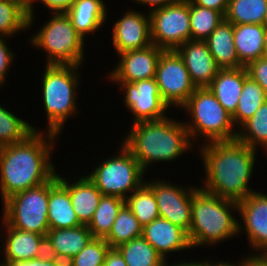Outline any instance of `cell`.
Segmentation results:
<instances>
[{
	"label": "cell",
	"instance_id": "6da1fadb",
	"mask_svg": "<svg viewBox=\"0 0 267 266\" xmlns=\"http://www.w3.org/2000/svg\"><path fill=\"white\" fill-rule=\"evenodd\" d=\"M201 150L207 172L205 186L201 189L235 202L253 192L248 182L254 168L255 149L235 139L212 141Z\"/></svg>",
	"mask_w": 267,
	"mask_h": 266
},
{
	"label": "cell",
	"instance_id": "7a4b0ae2",
	"mask_svg": "<svg viewBox=\"0 0 267 266\" xmlns=\"http://www.w3.org/2000/svg\"><path fill=\"white\" fill-rule=\"evenodd\" d=\"M43 133L30 134L15 144L0 147V190L3 201L15 193L48 182L56 173L48 162L51 142ZM50 154V155H49Z\"/></svg>",
	"mask_w": 267,
	"mask_h": 266
},
{
	"label": "cell",
	"instance_id": "3957f363",
	"mask_svg": "<svg viewBox=\"0 0 267 266\" xmlns=\"http://www.w3.org/2000/svg\"><path fill=\"white\" fill-rule=\"evenodd\" d=\"M185 124L167 117L134 123L122 143L138 160L140 166L154 161H170L192 145Z\"/></svg>",
	"mask_w": 267,
	"mask_h": 266
},
{
	"label": "cell",
	"instance_id": "277c9868",
	"mask_svg": "<svg viewBox=\"0 0 267 266\" xmlns=\"http://www.w3.org/2000/svg\"><path fill=\"white\" fill-rule=\"evenodd\" d=\"M229 208H238V202L196 188L191 202V228L187 233L191 247L222 242L241 231Z\"/></svg>",
	"mask_w": 267,
	"mask_h": 266
},
{
	"label": "cell",
	"instance_id": "5b68a950",
	"mask_svg": "<svg viewBox=\"0 0 267 266\" xmlns=\"http://www.w3.org/2000/svg\"><path fill=\"white\" fill-rule=\"evenodd\" d=\"M78 66L47 64L43 76V102L49 123L48 139L53 142L69 115L76 111L75 91Z\"/></svg>",
	"mask_w": 267,
	"mask_h": 266
},
{
	"label": "cell",
	"instance_id": "8992f818",
	"mask_svg": "<svg viewBox=\"0 0 267 266\" xmlns=\"http://www.w3.org/2000/svg\"><path fill=\"white\" fill-rule=\"evenodd\" d=\"M188 110L192 116V124H185L189 137L200 132L202 136L212 141H231L237 138L233 131V119L208 87L196 88L187 102L181 107Z\"/></svg>",
	"mask_w": 267,
	"mask_h": 266
},
{
	"label": "cell",
	"instance_id": "52a82bcc",
	"mask_svg": "<svg viewBox=\"0 0 267 266\" xmlns=\"http://www.w3.org/2000/svg\"><path fill=\"white\" fill-rule=\"evenodd\" d=\"M54 13V18L31 40L34 45L48 52L47 64L80 66L84 57V38L77 33L65 12Z\"/></svg>",
	"mask_w": 267,
	"mask_h": 266
},
{
	"label": "cell",
	"instance_id": "ba28073f",
	"mask_svg": "<svg viewBox=\"0 0 267 266\" xmlns=\"http://www.w3.org/2000/svg\"><path fill=\"white\" fill-rule=\"evenodd\" d=\"M49 181L15 193L3 201L4 223L15 229L47 234Z\"/></svg>",
	"mask_w": 267,
	"mask_h": 266
},
{
	"label": "cell",
	"instance_id": "9c48e42d",
	"mask_svg": "<svg viewBox=\"0 0 267 266\" xmlns=\"http://www.w3.org/2000/svg\"><path fill=\"white\" fill-rule=\"evenodd\" d=\"M117 157L109 158L97 167L88 178L103 195L127 198V191L141 187L144 170L132 153L122 145Z\"/></svg>",
	"mask_w": 267,
	"mask_h": 266
},
{
	"label": "cell",
	"instance_id": "30bf717a",
	"mask_svg": "<svg viewBox=\"0 0 267 266\" xmlns=\"http://www.w3.org/2000/svg\"><path fill=\"white\" fill-rule=\"evenodd\" d=\"M151 41L164 51L176 50L191 40L190 2L177 0L163 8L151 10Z\"/></svg>",
	"mask_w": 267,
	"mask_h": 266
},
{
	"label": "cell",
	"instance_id": "8fae6325",
	"mask_svg": "<svg viewBox=\"0 0 267 266\" xmlns=\"http://www.w3.org/2000/svg\"><path fill=\"white\" fill-rule=\"evenodd\" d=\"M155 78L162 100L168 106H183L196 89L183 59L175 50L162 52Z\"/></svg>",
	"mask_w": 267,
	"mask_h": 266
},
{
	"label": "cell",
	"instance_id": "7c38bea8",
	"mask_svg": "<svg viewBox=\"0 0 267 266\" xmlns=\"http://www.w3.org/2000/svg\"><path fill=\"white\" fill-rule=\"evenodd\" d=\"M125 88V104L135 115L134 123L164 118L169 107L163 100L156 78L134 83L117 81Z\"/></svg>",
	"mask_w": 267,
	"mask_h": 266
},
{
	"label": "cell",
	"instance_id": "4fadbf2b",
	"mask_svg": "<svg viewBox=\"0 0 267 266\" xmlns=\"http://www.w3.org/2000/svg\"><path fill=\"white\" fill-rule=\"evenodd\" d=\"M154 192L159 217L180 226L187 233L191 228V202L196 187L190 190L173 186L171 183L157 181L146 183Z\"/></svg>",
	"mask_w": 267,
	"mask_h": 266
},
{
	"label": "cell",
	"instance_id": "5bb4252c",
	"mask_svg": "<svg viewBox=\"0 0 267 266\" xmlns=\"http://www.w3.org/2000/svg\"><path fill=\"white\" fill-rule=\"evenodd\" d=\"M164 50L153 43L145 48L123 52L110 78L114 81L137 82L156 77L159 58Z\"/></svg>",
	"mask_w": 267,
	"mask_h": 266
},
{
	"label": "cell",
	"instance_id": "9a60e30c",
	"mask_svg": "<svg viewBox=\"0 0 267 266\" xmlns=\"http://www.w3.org/2000/svg\"><path fill=\"white\" fill-rule=\"evenodd\" d=\"M183 59L196 88L208 87L217 76L219 67L205 40H189L175 50Z\"/></svg>",
	"mask_w": 267,
	"mask_h": 266
},
{
	"label": "cell",
	"instance_id": "2e32d148",
	"mask_svg": "<svg viewBox=\"0 0 267 266\" xmlns=\"http://www.w3.org/2000/svg\"><path fill=\"white\" fill-rule=\"evenodd\" d=\"M114 23L113 44L118 54L152 44L150 16L129 11Z\"/></svg>",
	"mask_w": 267,
	"mask_h": 266
},
{
	"label": "cell",
	"instance_id": "e0dca14e",
	"mask_svg": "<svg viewBox=\"0 0 267 266\" xmlns=\"http://www.w3.org/2000/svg\"><path fill=\"white\" fill-rule=\"evenodd\" d=\"M237 211L244 220L250 244L261 255H267V195L252 192L246 199L238 202Z\"/></svg>",
	"mask_w": 267,
	"mask_h": 266
},
{
	"label": "cell",
	"instance_id": "ac0fdd59",
	"mask_svg": "<svg viewBox=\"0 0 267 266\" xmlns=\"http://www.w3.org/2000/svg\"><path fill=\"white\" fill-rule=\"evenodd\" d=\"M142 237L166 260V254L191 248L187 232L169 220L158 217L143 226Z\"/></svg>",
	"mask_w": 267,
	"mask_h": 266
},
{
	"label": "cell",
	"instance_id": "d6986e66",
	"mask_svg": "<svg viewBox=\"0 0 267 266\" xmlns=\"http://www.w3.org/2000/svg\"><path fill=\"white\" fill-rule=\"evenodd\" d=\"M5 225L8 234L4 248L5 261L2 264L21 266L27 260L40 257L46 253L45 235Z\"/></svg>",
	"mask_w": 267,
	"mask_h": 266
},
{
	"label": "cell",
	"instance_id": "ffe728a7",
	"mask_svg": "<svg viewBox=\"0 0 267 266\" xmlns=\"http://www.w3.org/2000/svg\"><path fill=\"white\" fill-rule=\"evenodd\" d=\"M93 239L87 225L75 228L49 229L45 236L46 253L68 262Z\"/></svg>",
	"mask_w": 267,
	"mask_h": 266
},
{
	"label": "cell",
	"instance_id": "44dd1931",
	"mask_svg": "<svg viewBox=\"0 0 267 266\" xmlns=\"http://www.w3.org/2000/svg\"><path fill=\"white\" fill-rule=\"evenodd\" d=\"M248 77L245 67L219 69L217 76L208 86L218 102L230 114L237 110L244 80Z\"/></svg>",
	"mask_w": 267,
	"mask_h": 266
},
{
	"label": "cell",
	"instance_id": "7402d4cb",
	"mask_svg": "<svg viewBox=\"0 0 267 266\" xmlns=\"http://www.w3.org/2000/svg\"><path fill=\"white\" fill-rule=\"evenodd\" d=\"M48 223L49 229L75 228L82 225L72 208L70 194L58 181L57 174L49 180Z\"/></svg>",
	"mask_w": 267,
	"mask_h": 266
},
{
	"label": "cell",
	"instance_id": "603a6c76",
	"mask_svg": "<svg viewBox=\"0 0 267 266\" xmlns=\"http://www.w3.org/2000/svg\"><path fill=\"white\" fill-rule=\"evenodd\" d=\"M58 181L68 190L72 208L82 225H88L96 211L102 193L87 177L80 178L73 184L58 175Z\"/></svg>",
	"mask_w": 267,
	"mask_h": 266
},
{
	"label": "cell",
	"instance_id": "cb8c5ba5",
	"mask_svg": "<svg viewBox=\"0 0 267 266\" xmlns=\"http://www.w3.org/2000/svg\"><path fill=\"white\" fill-rule=\"evenodd\" d=\"M220 69L241 68L234 44V25L223 19L205 40Z\"/></svg>",
	"mask_w": 267,
	"mask_h": 266
},
{
	"label": "cell",
	"instance_id": "d4e9b609",
	"mask_svg": "<svg viewBox=\"0 0 267 266\" xmlns=\"http://www.w3.org/2000/svg\"><path fill=\"white\" fill-rule=\"evenodd\" d=\"M264 25L238 24L234 25V44L238 60L243 67L252 61L264 57Z\"/></svg>",
	"mask_w": 267,
	"mask_h": 266
},
{
	"label": "cell",
	"instance_id": "484cf974",
	"mask_svg": "<svg viewBox=\"0 0 267 266\" xmlns=\"http://www.w3.org/2000/svg\"><path fill=\"white\" fill-rule=\"evenodd\" d=\"M106 6L102 0H75L65 12L77 33L84 38L86 33L97 30L106 17Z\"/></svg>",
	"mask_w": 267,
	"mask_h": 266
},
{
	"label": "cell",
	"instance_id": "4316f807",
	"mask_svg": "<svg viewBox=\"0 0 267 266\" xmlns=\"http://www.w3.org/2000/svg\"><path fill=\"white\" fill-rule=\"evenodd\" d=\"M125 200L117 196L102 195L98 207L87 225L93 238L105 239L113 226Z\"/></svg>",
	"mask_w": 267,
	"mask_h": 266
},
{
	"label": "cell",
	"instance_id": "83f0119b",
	"mask_svg": "<svg viewBox=\"0 0 267 266\" xmlns=\"http://www.w3.org/2000/svg\"><path fill=\"white\" fill-rule=\"evenodd\" d=\"M267 0H228L224 19L233 25L264 24Z\"/></svg>",
	"mask_w": 267,
	"mask_h": 266
},
{
	"label": "cell",
	"instance_id": "f1b7e54d",
	"mask_svg": "<svg viewBox=\"0 0 267 266\" xmlns=\"http://www.w3.org/2000/svg\"><path fill=\"white\" fill-rule=\"evenodd\" d=\"M143 226L125 204L119 211L109 235L105 241L111 248L129 242L132 239L142 237Z\"/></svg>",
	"mask_w": 267,
	"mask_h": 266
},
{
	"label": "cell",
	"instance_id": "f546056e",
	"mask_svg": "<svg viewBox=\"0 0 267 266\" xmlns=\"http://www.w3.org/2000/svg\"><path fill=\"white\" fill-rule=\"evenodd\" d=\"M117 249L127 266H161L165 261L143 237L123 243Z\"/></svg>",
	"mask_w": 267,
	"mask_h": 266
},
{
	"label": "cell",
	"instance_id": "4dcf8cb0",
	"mask_svg": "<svg viewBox=\"0 0 267 266\" xmlns=\"http://www.w3.org/2000/svg\"><path fill=\"white\" fill-rule=\"evenodd\" d=\"M266 100L264 89L248 76L244 80L237 110L232 116L233 122L240 123L242 126Z\"/></svg>",
	"mask_w": 267,
	"mask_h": 266
},
{
	"label": "cell",
	"instance_id": "1f68e13d",
	"mask_svg": "<svg viewBox=\"0 0 267 266\" xmlns=\"http://www.w3.org/2000/svg\"><path fill=\"white\" fill-rule=\"evenodd\" d=\"M125 204L142 226L149 224L159 217L155 194L146 182L133 191L130 196H127Z\"/></svg>",
	"mask_w": 267,
	"mask_h": 266
},
{
	"label": "cell",
	"instance_id": "d6a6232c",
	"mask_svg": "<svg viewBox=\"0 0 267 266\" xmlns=\"http://www.w3.org/2000/svg\"><path fill=\"white\" fill-rule=\"evenodd\" d=\"M27 27L29 11L19 1L0 0V36L14 35Z\"/></svg>",
	"mask_w": 267,
	"mask_h": 266
},
{
	"label": "cell",
	"instance_id": "836d02e7",
	"mask_svg": "<svg viewBox=\"0 0 267 266\" xmlns=\"http://www.w3.org/2000/svg\"><path fill=\"white\" fill-rule=\"evenodd\" d=\"M223 19L219 11L190 3L191 40H206Z\"/></svg>",
	"mask_w": 267,
	"mask_h": 266
},
{
	"label": "cell",
	"instance_id": "e575fe53",
	"mask_svg": "<svg viewBox=\"0 0 267 266\" xmlns=\"http://www.w3.org/2000/svg\"><path fill=\"white\" fill-rule=\"evenodd\" d=\"M241 127L242 133H237V140L255 149L257 144L267 148V100L258 108L254 115ZM244 132V133H243Z\"/></svg>",
	"mask_w": 267,
	"mask_h": 266
},
{
	"label": "cell",
	"instance_id": "d590c367",
	"mask_svg": "<svg viewBox=\"0 0 267 266\" xmlns=\"http://www.w3.org/2000/svg\"><path fill=\"white\" fill-rule=\"evenodd\" d=\"M35 129L0 106V147L26 139Z\"/></svg>",
	"mask_w": 267,
	"mask_h": 266
},
{
	"label": "cell",
	"instance_id": "8d00e7d4",
	"mask_svg": "<svg viewBox=\"0 0 267 266\" xmlns=\"http://www.w3.org/2000/svg\"><path fill=\"white\" fill-rule=\"evenodd\" d=\"M110 248L105 239L93 238L68 261V266H103Z\"/></svg>",
	"mask_w": 267,
	"mask_h": 266
},
{
	"label": "cell",
	"instance_id": "74e56055",
	"mask_svg": "<svg viewBox=\"0 0 267 266\" xmlns=\"http://www.w3.org/2000/svg\"><path fill=\"white\" fill-rule=\"evenodd\" d=\"M245 68L248 76L264 89L267 96V57L264 56L254 60Z\"/></svg>",
	"mask_w": 267,
	"mask_h": 266
},
{
	"label": "cell",
	"instance_id": "f35d334b",
	"mask_svg": "<svg viewBox=\"0 0 267 266\" xmlns=\"http://www.w3.org/2000/svg\"><path fill=\"white\" fill-rule=\"evenodd\" d=\"M8 48V46L3 41L2 36H0V84H3L5 78V74L7 73V70L9 69L8 65H10V62L13 59V54L11 50Z\"/></svg>",
	"mask_w": 267,
	"mask_h": 266
},
{
	"label": "cell",
	"instance_id": "ab89813d",
	"mask_svg": "<svg viewBox=\"0 0 267 266\" xmlns=\"http://www.w3.org/2000/svg\"><path fill=\"white\" fill-rule=\"evenodd\" d=\"M21 266H68V262L62 261L45 253L40 257L27 260Z\"/></svg>",
	"mask_w": 267,
	"mask_h": 266
},
{
	"label": "cell",
	"instance_id": "60d3db41",
	"mask_svg": "<svg viewBox=\"0 0 267 266\" xmlns=\"http://www.w3.org/2000/svg\"><path fill=\"white\" fill-rule=\"evenodd\" d=\"M188 1L198 6L219 11L223 15H225L228 7V0H188Z\"/></svg>",
	"mask_w": 267,
	"mask_h": 266
},
{
	"label": "cell",
	"instance_id": "b9f144b4",
	"mask_svg": "<svg viewBox=\"0 0 267 266\" xmlns=\"http://www.w3.org/2000/svg\"><path fill=\"white\" fill-rule=\"evenodd\" d=\"M103 266H127V264L117 248H110Z\"/></svg>",
	"mask_w": 267,
	"mask_h": 266
},
{
	"label": "cell",
	"instance_id": "7bdbcfd3",
	"mask_svg": "<svg viewBox=\"0 0 267 266\" xmlns=\"http://www.w3.org/2000/svg\"><path fill=\"white\" fill-rule=\"evenodd\" d=\"M46 7L55 12H66L75 0H40Z\"/></svg>",
	"mask_w": 267,
	"mask_h": 266
},
{
	"label": "cell",
	"instance_id": "ee69618b",
	"mask_svg": "<svg viewBox=\"0 0 267 266\" xmlns=\"http://www.w3.org/2000/svg\"><path fill=\"white\" fill-rule=\"evenodd\" d=\"M135 1H137L138 3L153 5L155 7H153L154 9H151V10H155V9L163 8L167 5H170L176 2L177 0H135Z\"/></svg>",
	"mask_w": 267,
	"mask_h": 266
},
{
	"label": "cell",
	"instance_id": "f6af8a7d",
	"mask_svg": "<svg viewBox=\"0 0 267 266\" xmlns=\"http://www.w3.org/2000/svg\"><path fill=\"white\" fill-rule=\"evenodd\" d=\"M250 266H267V255L251 256Z\"/></svg>",
	"mask_w": 267,
	"mask_h": 266
},
{
	"label": "cell",
	"instance_id": "bcb514c9",
	"mask_svg": "<svg viewBox=\"0 0 267 266\" xmlns=\"http://www.w3.org/2000/svg\"><path fill=\"white\" fill-rule=\"evenodd\" d=\"M245 261L244 262H242L241 264H239V265H236V264H229L228 262L226 263V262H218V264H217V262H216V264H214V263H209V261H207V263L204 261V262H202V266H250V257L246 260V259H244Z\"/></svg>",
	"mask_w": 267,
	"mask_h": 266
},
{
	"label": "cell",
	"instance_id": "7dc6e473",
	"mask_svg": "<svg viewBox=\"0 0 267 266\" xmlns=\"http://www.w3.org/2000/svg\"><path fill=\"white\" fill-rule=\"evenodd\" d=\"M33 1L34 0H26V9L29 11V25L32 24L33 20Z\"/></svg>",
	"mask_w": 267,
	"mask_h": 266
},
{
	"label": "cell",
	"instance_id": "c3c4849f",
	"mask_svg": "<svg viewBox=\"0 0 267 266\" xmlns=\"http://www.w3.org/2000/svg\"><path fill=\"white\" fill-rule=\"evenodd\" d=\"M161 266H169V264L167 265L166 261H164ZM171 266H202V262H195V263H191V262L185 263L184 262V263H181V264H178V265L177 264H173Z\"/></svg>",
	"mask_w": 267,
	"mask_h": 266
},
{
	"label": "cell",
	"instance_id": "681fc988",
	"mask_svg": "<svg viewBox=\"0 0 267 266\" xmlns=\"http://www.w3.org/2000/svg\"><path fill=\"white\" fill-rule=\"evenodd\" d=\"M264 52H265V57H267V28H266V30H265Z\"/></svg>",
	"mask_w": 267,
	"mask_h": 266
},
{
	"label": "cell",
	"instance_id": "f907efd6",
	"mask_svg": "<svg viewBox=\"0 0 267 266\" xmlns=\"http://www.w3.org/2000/svg\"><path fill=\"white\" fill-rule=\"evenodd\" d=\"M19 1L26 8V0H16Z\"/></svg>",
	"mask_w": 267,
	"mask_h": 266
},
{
	"label": "cell",
	"instance_id": "816d5d0a",
	"mask_svg": "<svg viewBox=\"0 0 267 266\" xmlns=\"http://www.w3.org/2000/svg\"><path fill=\"white\" fill-rule=\"evenodd\" d=\"M264 27L267 28V12H266V16H265V20H264Z\"/></svg>",
	"mask_w": 267,
	"mask_h": 266
}]
</instances>
